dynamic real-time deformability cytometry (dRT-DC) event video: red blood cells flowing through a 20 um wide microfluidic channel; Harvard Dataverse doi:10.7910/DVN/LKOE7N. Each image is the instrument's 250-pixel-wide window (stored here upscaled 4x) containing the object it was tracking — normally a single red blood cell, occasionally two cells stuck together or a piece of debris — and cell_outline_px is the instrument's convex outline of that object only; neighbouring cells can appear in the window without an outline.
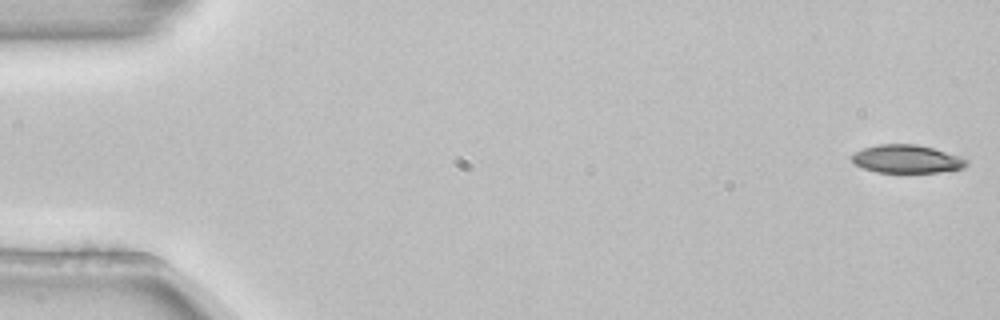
{"species": "common noctule bat (a hibernating species)", "species_latin": "Nyctalus noctula", "temperature_condition": "room temperature", "stored_images_in_passage": 6, "camera_frame_rate_fps": 3000, "um_per_image_px": 0.085, "animal": {"sex": "female", "body_mass_g": 22.7, "forearm_length_mm": 54.2}, "frame": {"image": 1, "passage_image": 1, "time_ms": 0.0, "image_size_px": [1000, 320], "cell_outline_px": [[968, 164], [964, 168], [940, 172], [876, 172], [864, 168], [856, 164], [852, 160], [852, 156], [856, 152], [864, 148], [876, 144], [916, 144], [932, 148], [968, 160]], "centroid_in_image_um": [77.07, 13.52], "position_along_channel_um": 7.9, "area_um2": 18.5}}
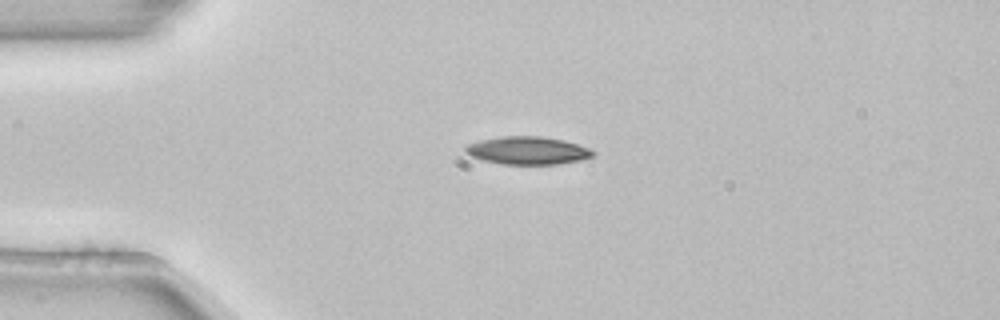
{"frame": {"image": 2, "passage_image": 4, "time_ms": 1.0, "image_size_px": [1000, 320], "cell_outline_px": [[596, 156], [580, 160], [556, 164], [504, 164], [484, 160], [472, 156], [464, 152], [464, 148], [468, 144], [480, 140], [500, 136], [540, 136], [564, 140], [592, 148], [596, 152]], "centroid_in_image_um": [44.9, 12.78], "position_along_channel_um": 40.1, "area_um2": 20.81}}